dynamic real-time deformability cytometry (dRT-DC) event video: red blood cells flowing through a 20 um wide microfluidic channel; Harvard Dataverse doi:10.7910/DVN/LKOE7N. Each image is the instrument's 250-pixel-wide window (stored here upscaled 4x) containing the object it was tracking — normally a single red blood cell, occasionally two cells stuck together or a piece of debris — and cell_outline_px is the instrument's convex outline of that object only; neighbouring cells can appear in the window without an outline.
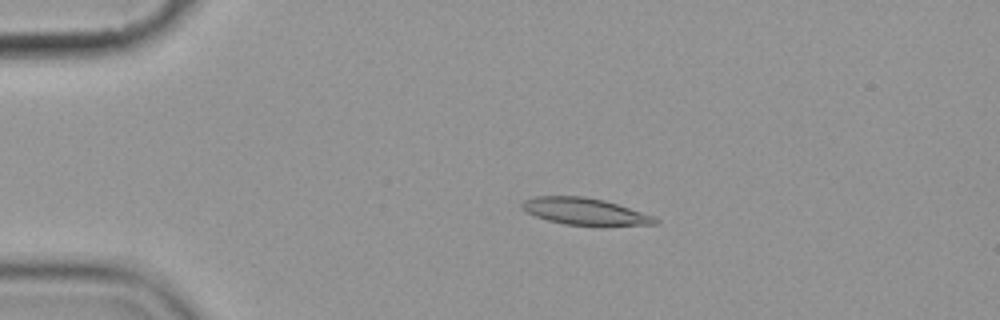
{"species": "common noctule bat (a hibernating species)", "species_latin": "Nyctalus noctula", "temperature_condition": "cold", "stored_images_in_passage": 6, "camera_frame_rate_fps": 3000, "um_per_image_px": 0.085, "animal": {"sex": "female", "body_mass_g": 19.9}, "frame": {"image": 1, "passage_image": 2, "time_ms": 2.0, "image_size_px": [1000, 320], "cell_outline_px": [[660, 220], [656, 224], [600, 228], [564, 224], [548, 220], [536, 216], [528, 212], [520, 204], [524, 200], [536, 196], [584, 196], [604, 200], [652, 216]], "centroid_in_image_um": [49.76, 18.02], "position_along_channel_um": 35.2, "area_um2": 21.27}}
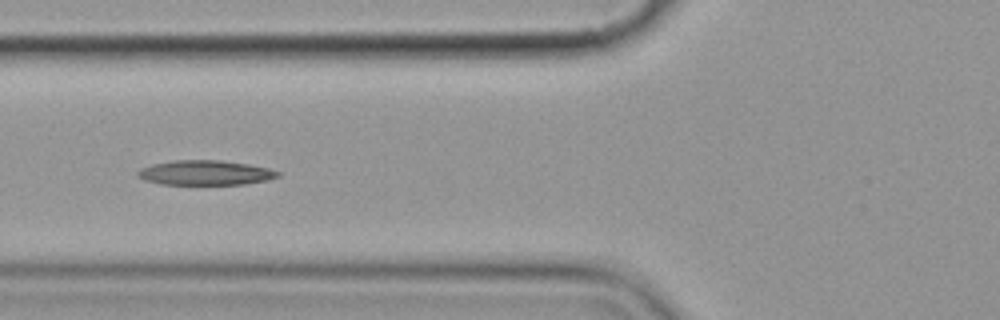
{"frame": {"image": 2, "passage_image": 5, "time_ms": 5.333, "image_size_px": [1000, 320], "cell_outline_px": [[280, 176], [268, 180], [244, 184], [160, 184], [144, 180], [136, 176], [136, 172], [140, 168], [152, 164], [172, 160], [220, 160], [248, 164], [268, 168], [280, 172]], "centroid_in_image_um": [17.42, 14.68], "position_along_channel_um": 108.4, "area_um2": 20.29}}
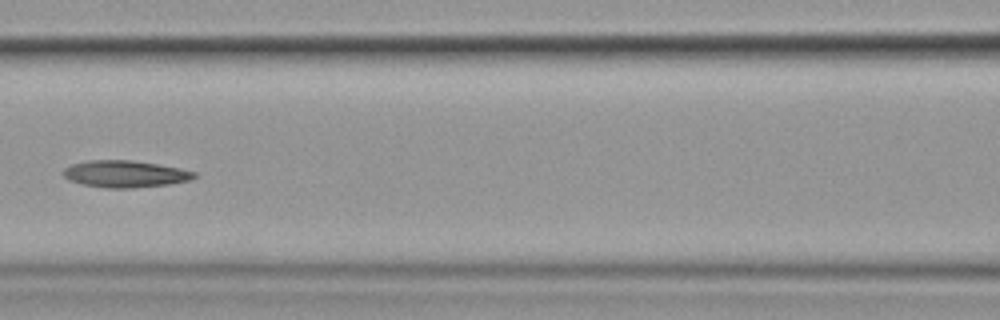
{"frame": {"image": 3, "passage_image": 6, "time_ms": 6.667, "image_size_px": [1000, 320], "cell_outline_px": [[196, 176], [188, 180], [168, 184], [132, 188], [108, 188], [84, 184], [68, 180], [64, 176], [64, 168], [72, 164], [88, 160], [128, 160], [156, 164], [180, 168], [196, 172]], "centroid_in_image_um": [10.61, 14.78], "position_along_channel_um": 156.0, "area_um2": 20.23}}